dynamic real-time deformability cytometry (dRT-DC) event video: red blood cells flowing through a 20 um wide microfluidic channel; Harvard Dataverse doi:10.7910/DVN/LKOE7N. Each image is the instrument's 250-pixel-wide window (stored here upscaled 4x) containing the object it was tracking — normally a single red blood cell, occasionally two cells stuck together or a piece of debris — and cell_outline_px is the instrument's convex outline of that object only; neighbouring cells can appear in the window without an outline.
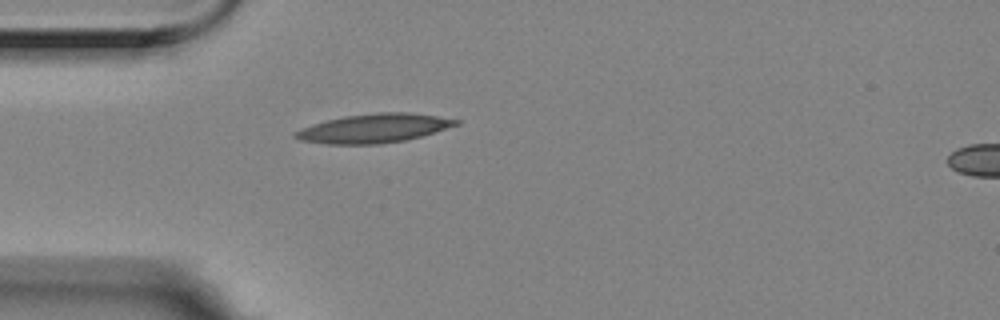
{"species": "Egyptian fruit bat (a non-hibernating species)", "species_latin": "Rousettus aegyptiacus", "temperature_condition": "room temperature", "stored_images_in_passage": 2, "camera_frame_rate_fps": 3000, "um_per_image_px": 0.085, "animal": {"sex": "female"}, "frame": {"image": 1, "passage_image": 1, "time_ms": 0.0, "image_size_px": [1000, 320], "cell_outline_px": [[460, 124], [420, 136], [404, 140], [380, 144], [328, 144], [300, 140], [292, 136], [292, 132], [300, 128], [312, 124], [344, 116], [376, 112], [408, 112], [436, 116], [460, 120]], "centroid_in_image_um": [31.73, 10.9], "position_along_channel_um": 53.3, "area_um2": 26.99}}